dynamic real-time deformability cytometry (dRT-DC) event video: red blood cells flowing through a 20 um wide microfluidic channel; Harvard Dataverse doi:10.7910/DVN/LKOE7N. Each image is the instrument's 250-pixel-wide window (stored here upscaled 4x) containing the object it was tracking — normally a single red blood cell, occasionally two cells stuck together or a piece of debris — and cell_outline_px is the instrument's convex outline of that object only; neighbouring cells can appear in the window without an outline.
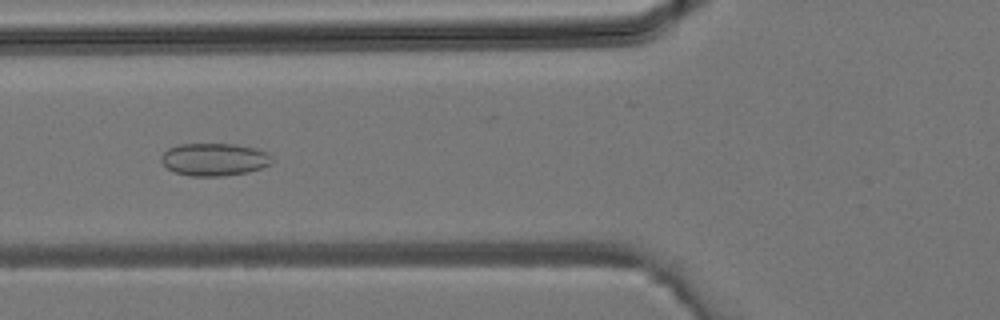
{"species": "common noctule bat (a hibernating species)", "species_latin": "Nyctalus noctula", "temperature_condition": "room temperature", "stored_images_in_passage": 30, "segment_of_instrument_passage": [1, 2], "camera_frame_rate_fps": 3000, "um_per_image_px": 0.085, "animal": {"sex": "male", "body_mass_g": 19.2, "forearm_length_mm": 51.8}, "frame": {"image": 1, "passage_image": 6, "time_ms": 1.667, "image_size_px": [1000, 320], "cell_outline_px": [[272, 164], [248, 172], [224, 176], [192, 176], [176, 172], [168, 168], [160, 160], [160, 156], [168, 148], [180, 144], [236, 144], [256, 148], [268, 152], [272, 156]], "centroid_in_image_um": [18.24, 13.54], "position_along_channel_um": 107.6, "area_um2": 21.15}}
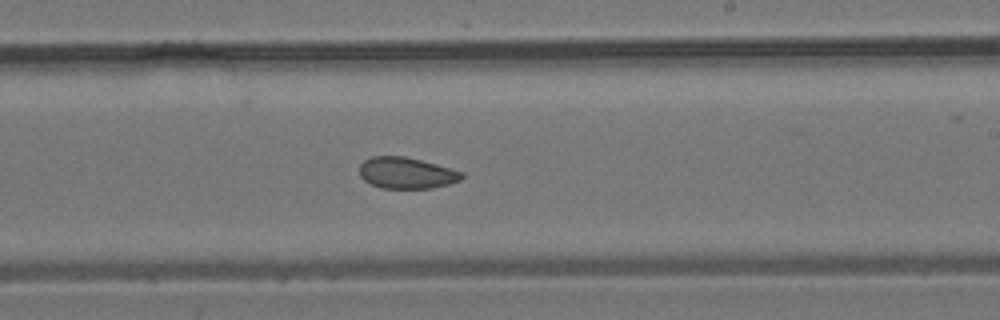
{"frame": {"image": 2, "passage_image": 14, "time_ms": 4.333, "image_size_px": [1000, 320], "cell_outline_px": [[464, 176], [460, 180], [448, 184], [432, 188], [380, 188], [364, 180], [360, 176], [360, 164], [364, 160], [372, 156], [404, 156], [436, 164], [464, 172]], "centroid_in_image_um": [34.55, 14.7], "position_along_channel_um": 254.5, "area_um2": 18.61}}
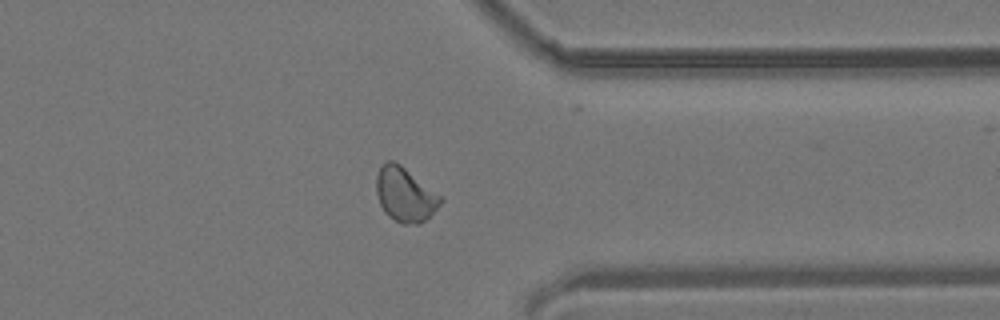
{"frame": {"image": 3, "passage_image": 21, "time_ms": 6.667, "image_size_px": [1000, 320], "cell_outline_px": [[440, 204], [420, 224], [404, 224], [388, 216], [384, 212], [380, 204], [376, 192], [376, 176], [380, 164], [384, 160], [392, 160], [400, 164], [440, 196]], "centroid_in_image_um": [34.35, 16.51], "position_along_channel_um": 377.0, "area_um2": 19.94}}